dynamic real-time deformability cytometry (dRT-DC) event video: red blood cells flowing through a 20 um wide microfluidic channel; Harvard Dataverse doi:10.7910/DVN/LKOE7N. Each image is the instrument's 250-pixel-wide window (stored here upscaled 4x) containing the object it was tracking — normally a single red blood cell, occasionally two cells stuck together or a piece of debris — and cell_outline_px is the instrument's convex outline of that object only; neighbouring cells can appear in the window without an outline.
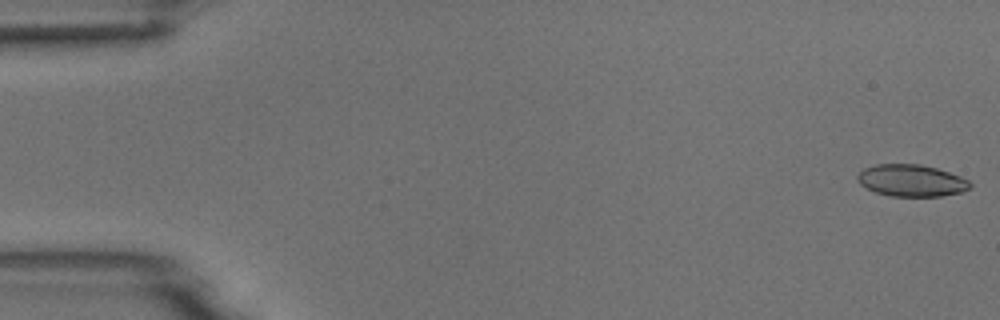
{"species": "common noctule bat (a hibernating species)", "species_latin": "Nyctalus noctula", "temperature_condition": "room temperature", "stored_images_in_passage": 10, "camera_frame_rate_fps": 3000, "um_per_image_px": 0.085, "animal": {"sex": "male", "body_mass_g": 18.8}, "frame": {"image": 1, "passage_image": 1, "time_ms": 0.0, "image_size_px": [1000, 320], "cell_outline_px": [[972, 188], [964, 192], [940, 196], [892, 196], [876, 192], [860, 184], [856, 176], [864, 168], [876, 164], [920, 164], [936, 168], [960, 176], [968, 180], [972, 184]], "centroid_in_image_um": [77.5, 15.34], "position_along_channel_um": 7.5, "area_um2": 20.92}}